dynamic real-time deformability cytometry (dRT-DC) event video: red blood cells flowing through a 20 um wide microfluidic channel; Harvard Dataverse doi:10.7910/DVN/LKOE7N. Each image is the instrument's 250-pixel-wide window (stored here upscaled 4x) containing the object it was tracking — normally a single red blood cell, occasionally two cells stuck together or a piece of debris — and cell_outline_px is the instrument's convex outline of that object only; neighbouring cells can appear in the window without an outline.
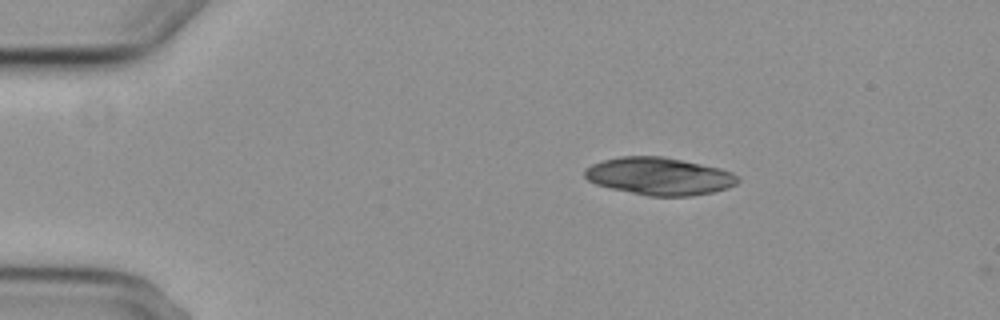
{"species": "common noctule bat (a hibernating species)", "species_latin": "Nyctalus noctula", "temperature_condition": "cold", "stored_images_in_passage": 4, "camera_frame_rate_fps": 3000, "um_per_image_px": 0.085, "animal": {"sex": "female", "body_mass_g": 29.2, "forearm_length_mm": 56.3}, "frame": {"image": 1, "passage_image": 2, "time_ms": 1.0, "image_size_px": [1000, 320], "cell_outline_px": [[740, 180], [736, 184], [728, 188], [712, 192], [692, 196], [648, 196], [608, 188], [596, 184], [588, 180], [584, 176], [584, 168], [592, 164], [604, 160], [620, 156], [664, 156], [720, 168], [732, 172]], "centroid_in_image_um": [56.02, 14.98], "position_along_channel_um": 29.0, "area_um2": 33.64}}